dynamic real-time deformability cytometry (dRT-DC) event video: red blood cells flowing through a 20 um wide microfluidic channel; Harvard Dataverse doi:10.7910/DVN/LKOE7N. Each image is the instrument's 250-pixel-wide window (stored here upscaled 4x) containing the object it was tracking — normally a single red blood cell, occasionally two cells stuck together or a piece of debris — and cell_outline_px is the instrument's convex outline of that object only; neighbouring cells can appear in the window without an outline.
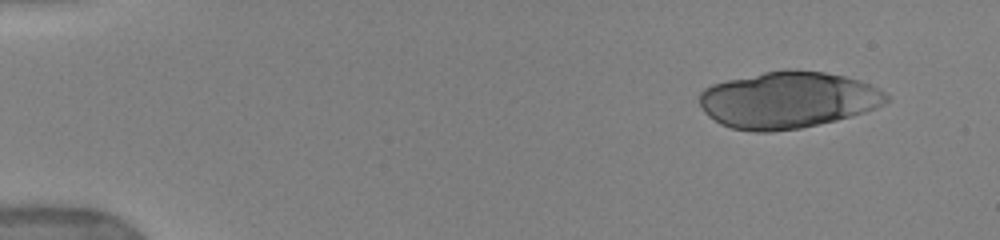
{"species": "human", "species_latin": "Homo sapiens", "temperature_condition": "warm", "stored_images_in_passage": 42, "camera_frame_rate_fps": 3000, "um_per_image_px": 0.085, "donor": {"sex": "female"}, "frame": {"image": 1, "passage_image": 3, "time_ms": 0.667, "image_size_px": [1000, 240], "cell_outline_px": [[888, 100], [884, 104], [864, 112], [852, 116], [836, 120], [800, 128], [772, 132], [756, 132], [732, 128], [720, 124], [708, 116], [704, 112], [700, 104], [700, 92], [704, 88], [712, 84], [728, 80], [764, 72], [824, 72], [844, 76], [860, 80], [884, 92], [888, 96]], "centroid_in_image_um": [66.94, 8.53], "position_along_channel_um": 18.1, "area_um2": 60.81}}